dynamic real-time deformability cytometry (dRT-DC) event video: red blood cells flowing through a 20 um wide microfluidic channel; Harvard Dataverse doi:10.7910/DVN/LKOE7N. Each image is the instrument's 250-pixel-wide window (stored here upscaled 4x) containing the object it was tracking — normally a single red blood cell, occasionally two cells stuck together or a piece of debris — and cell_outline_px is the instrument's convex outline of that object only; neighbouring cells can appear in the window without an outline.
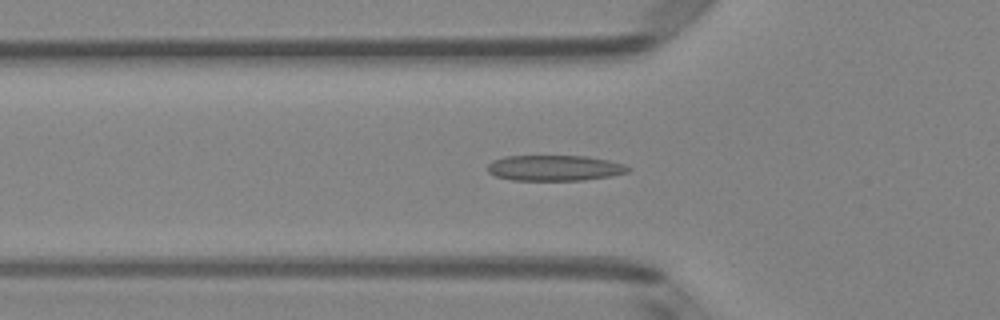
{"species": "Egyptian fruit bat (a non-hibernating species)", "species_latin": "Rousettus aegyptiacus", "temperature_condition": "room temperature", "stored_images_in_passage": 51, "segment_of_instrument_passage": [1, 2], "camera_frame_rate_fps": 3000, "um_per_image_px": 0.085, "animal": {"sex": "female"}, "frame": {"image": 1, "passage_image": 17, "time_ms": 5.333, "image_size_px": [1000, 320], "cell_outline_px": [[632, 168], [628, 172], [612, 176], [584, 180], [512, 180], [496, 176], [488, 172], [488, 164], [492, 160], [504, 156], [588, 156], [608, 160], [624, 164]], "centroid_in_image_um": [47.16, 14.27], "position_along_channel_um": 78.6, "area_um2": 21.1}}
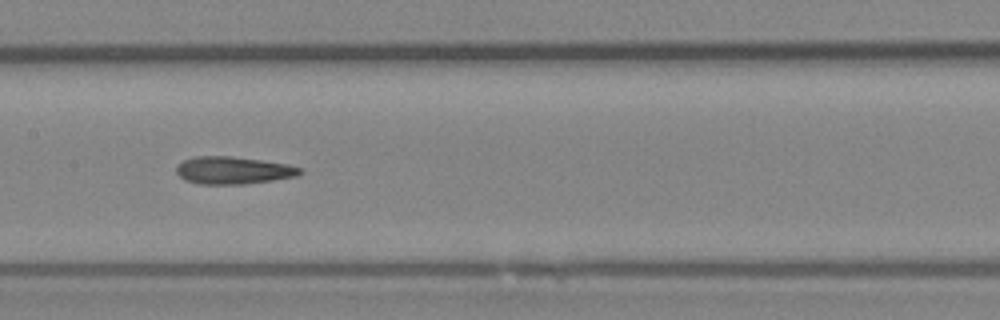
{"frame": {"image": 2, "passage_image": 25, "time_ms": 8.0, "image_size_px": [1000, 320], "cell_outline_px": [[304, 172], [296, 176], [272, 180], [244, 184], [200, 184], [184, 180], [176, 172], [176, 164], [184, 160], [196, 156], [228, 156], [260, 160], [288, 164], [304, 168]], "centroid_in_image_um": [19.82, 14.48], "position_along_channel_um": 187.6, "area_um2": 19.83}}
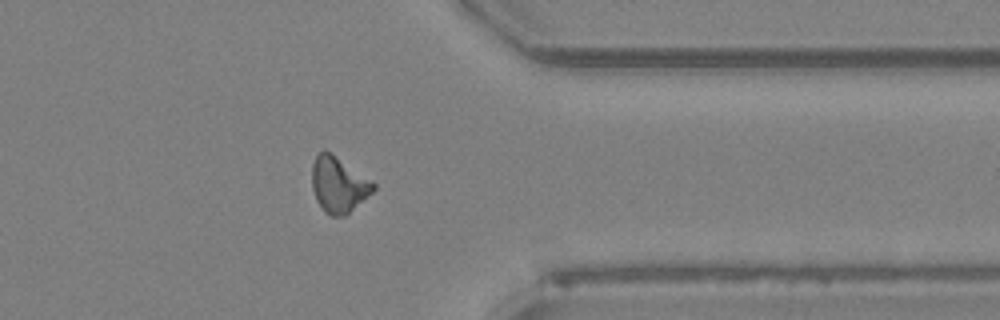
{"frame": {"image": 3, "passage_image": 40, "time_ms": 13.0, "image_size_px": [1000, 320], "cell_outline_px": [[376, 188], [372, 192], [344, 216], [332, 216], [324, 212], [316, 200], [312, 188], [312, 164], [316, 156], [324, 148], [376, 184]], "centroid_in_image_um": [28.74, 15.7], "position_along_channel_um": 382.7, "area_um2": 19.59}}